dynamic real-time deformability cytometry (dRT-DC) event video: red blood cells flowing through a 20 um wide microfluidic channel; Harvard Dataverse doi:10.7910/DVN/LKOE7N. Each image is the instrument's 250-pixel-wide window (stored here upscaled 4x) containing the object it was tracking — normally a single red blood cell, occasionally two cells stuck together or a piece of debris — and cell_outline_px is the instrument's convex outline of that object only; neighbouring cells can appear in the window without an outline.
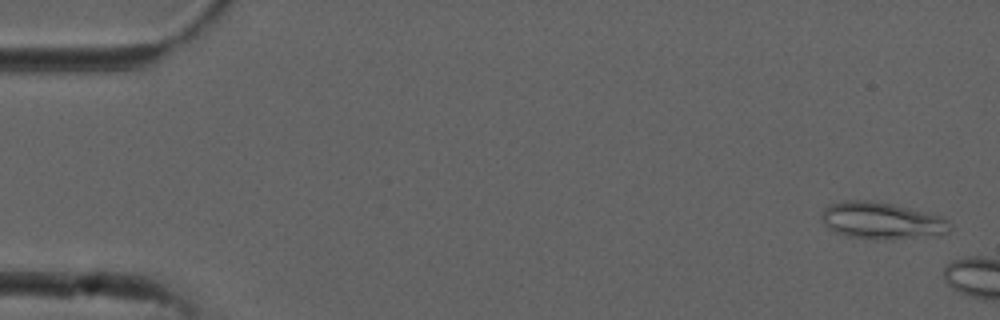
{"species": "common noctule bat (a hibernating species)", "species_latin": "Nyctalus noctula", "temperature_condition": "cold", "stored_images_in_passage": 6, "camera_frame_rate_fps": 3000, "um_per_image_px": 0.085, "animal": {"sex": "male", "forearm_length_mm": 52.5}, "frame": {"image": 1, "passage_image": 2, "time_ms": 0.333, "image_size_px": [1000, 320], "cell_outline_px": [[948, 232], [884, 240], [848, 236], [836, 232], [828, 228], [820, 220], [820, 212], [828, 204], [844, 200], [868, 200], [892, 204], [940, 216], [948, 220]], "centroid_in_image_um": [74.8, 18.73], "position_along_channel_um": 10.2, "area_um2": 27.05}}